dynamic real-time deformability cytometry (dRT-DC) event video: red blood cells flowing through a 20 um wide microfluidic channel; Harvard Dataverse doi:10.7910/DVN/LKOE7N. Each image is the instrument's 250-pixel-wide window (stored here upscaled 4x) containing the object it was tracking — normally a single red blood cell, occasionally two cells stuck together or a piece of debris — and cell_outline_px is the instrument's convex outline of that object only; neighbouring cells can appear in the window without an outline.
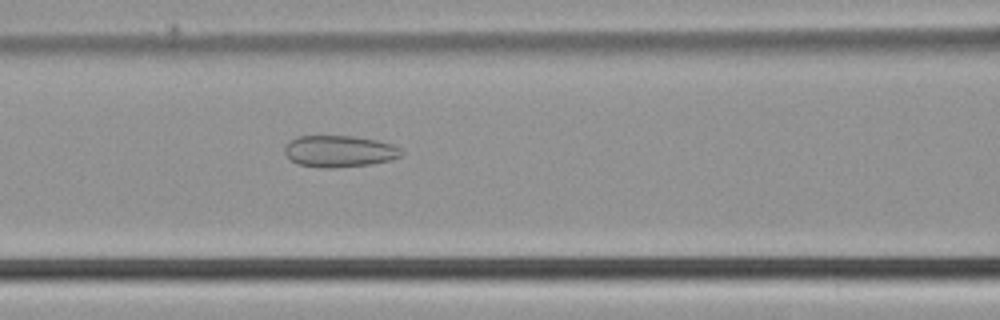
{"species": "common noctule bat (a hibernating species)", "species_latin": "Nyctalus noctula", "temperature_condition": "cold", "stored_images_in_passage": 49, "camera_frame_rate_fps": 3000, "um_per_image_px": 0.085, "animal": {"sex": "male", "body_mass_g": 21.5, "forearm_length_mm": 52.0}, "frame": {"image": 1, "passage_image": 21, "time_ms": 6.667, "image_size_px": [1000, 320], "cell_outline_px": [[404, 152], [400, 156], [392, 160], [368, 164], [332, 168], [320, 168], [296, 164], [284, 152], [284, 144], [288, 140], [300, 136], [356, 136], [376, 140], [392, 144], [400, 148]], "centroid_in_image_um": [28.82, 12.85], "position_along_channel_um": 137.8, "area_um2": 21.68}}
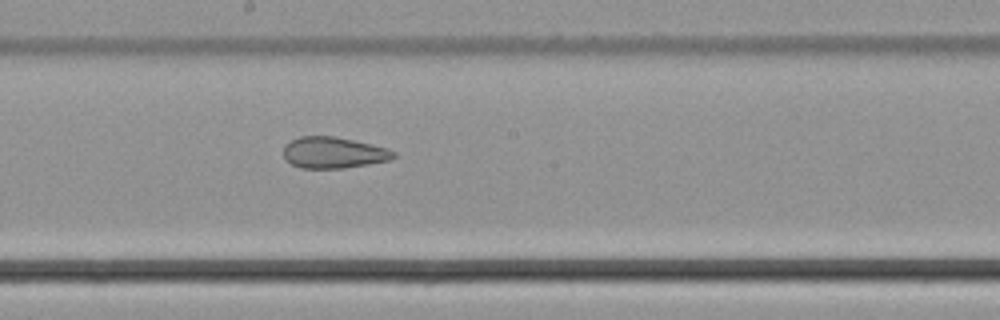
{"frame": {"image": 2, "passage_image": 27, "time_ms": 8.667, "image_size_px": [1000, 320], "cell_outline_px": [[396, 156], [392, 160], [344, 168], [300, 168], [284, 160], [284, 148], [292, 140], [300, 136], [332, 136], [372, 144], [388, 148], [396, 152]], "centroid_in_image_um": [28.38, 12.98], "position_along_channel_um": 219.8, "area_um2": 20.06}}
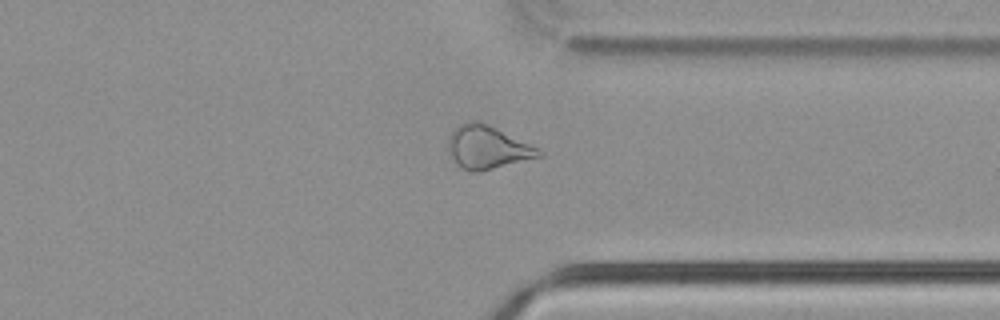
{"frame": {"image": 3, "passage_image": 38, "time_ms": 12.333, "image_size_px": [1000, 320], "cell_outline_px": [[544, 156], [480, 172], [472, 172], [456, 164], [448, 148], [448, 140], [452, 128], [468, 120], [476, 120], [488, 124], [544, 152]], "centroid_in_image_um": [41.41, 12.52], "position_along_channel_um": 370.0, "area_um2": 22.66}}